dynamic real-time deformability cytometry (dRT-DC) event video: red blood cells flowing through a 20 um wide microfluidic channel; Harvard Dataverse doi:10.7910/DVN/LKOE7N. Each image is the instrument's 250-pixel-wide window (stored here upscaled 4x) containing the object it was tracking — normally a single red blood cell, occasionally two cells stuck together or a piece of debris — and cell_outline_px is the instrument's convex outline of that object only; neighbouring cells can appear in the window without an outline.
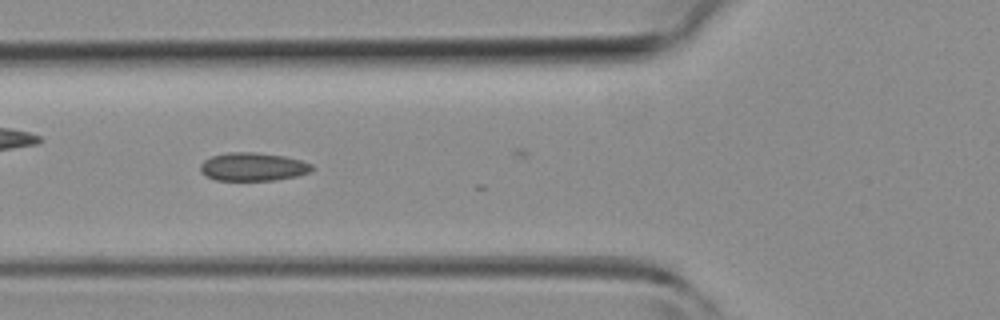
{"species": "common noctule bat (a hibernating species)", "species_latin": "Nyctalus noctula", "temperature_condition": "room temperature", "stored_images_in_passage": 4, "camera_frame_rate_fps": 3000, "um_per_image_px": 0.085, "animal": {"sex": "female", "body_mass_g": 19.3, "forearm_length_mm": 54.1}, "frame": {"image": 1, "passage_image": 3, "time_ms": 0.667, "image_size_px": [1000, 320], "cell_outline_px": [[316, 168], [308, 172], [296, 176], [276, 180], [216, 180], [204, 176], [200, 172], [200, 164], [204, 160], [212, 156], [228, 152], [256, 152], [284, 156], [300, 160], [312, 164]], "centroid_in_image_um": [21.48, 14.17], "position_along_channel_um": 104.3, "area_um2": 18.5}}